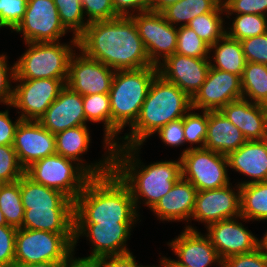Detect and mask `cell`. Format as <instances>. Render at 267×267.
I'll return each instance as SVG.
<instances>
[{
	"mask_svg": "<svg viewBox=\"0 0 267 267\" xmlns=\"http://www.w3.org/2000/svg\"><path fill=\"white\" fill-rule=\"evenodd\" d=\"M115 70L80 51L71 56L66 85L80 95L108 94Z\"/></svg>",
	"mask_w": 267,
	"mask_h": 267,
	"instance_id": "cell-15",
	"label": "cell"
},
{
	"mask_svg": "<svg viewBox=\"0 0 267 267\" xmlns=\"http://www.w3.org/2000/svg\"><path fill=\"white\" fill-rule=\"evenodd\" d=\"M241 216L249 221H267V181L240 186Z\"/></svg>",
	"mask_w": 267,
	"mask_h": 267,
	"instance_id": "cell-31",
	"label": "cell"
},
{
	"mask_svg": "<svg viewBox=\"0 0 267 267\" xmlns=\"http://www.w3.org/2000/svg\"><path fill=\"white\" fill-rule=\"evenodd\" d=\"M221 14L225 15L223 4L214 12L196 16L187 26L192 28L202 40L211 46L226 33L225 18Z\"/></svg>",
	"mask_w": 267,
	"mask_h": 267,
	"instance_id": "cell-35",
	"label": "cell"
},
{
	"mask_svg": "<svg viewBox=\"0 0 267 267\" xmlns=\"http://www.w3.org/2000/svg\"><path fill=\"white\" fill-rule=\"evenodd\" d=\"M20 194L24 210L74 208V201L65 194L33 181L26 174L20 178Z\"/></svg>",
	"mask_w": 267,
	"mask_h": 267,
	"instance_id": "cell-28",
	"label": "cell"
},
{
	"mask_svg": "<svg viewBox=\"0 0 267 267\" xmlns=\"http://www.w3.org/2000/svg\"><path fill=\"white\" fill-rule=\"evenodd\" d=\"M149 267H169L162 258H160V264L158 266H149Z\"/></svg>",
	"mask_w": 267,
	"mask_h": 267,
	"instance_id": "cell-57",
	"label": "cell"
},
{
	"mask_svg": "<svg viewBox=\"0 0 267 267\" xmlns=\"http://www.w3.org/2000/svg\"><path fill=\"white\" fill-rule=\"evenodd\" d=\"M5 225H7V222L5 220L4 214L0 210V226H5Z\"/></svg>",
	"mask_w": 267,
	"mask_h": 267,
	"instance_id": "cell-56",
	"label": "cell"
},
{
	"mask_svg": "<svg viewBox=\"0 0 267 267\" xmlns=\"http://www.w3.org/2000/svg\"><path fill=\"white\" fill-rule=\"evenodd\" d=\"M220 267H267V254L261 245L252 252L227 257Z\"/></svg>",
	"mask_w": 267,
	"mask_h": 267,
	"instance_id": "cell-45",
	"label": "cell"
},
{
	"mask_svg": "<svg viewBox=\"0 0 267 267\" xmlns=\"http://www.w3.org/2000/svg\"><path fill=\"white\" fill-rule=\"evenodd\" d=\"M158 75L156 66L115 71L110 92L111 144L119 143L118 135L137 120L152 81ZM118 140V141H117Z\"/></svg>",
	"mask_w": 267,
	"mask_h": 267,
	"instance_id": "cell-5",
	"label": "cell"
},
{
	"mask_svg": "<svg viewBox=\"0 0 267 267\" xmlns=\"http://www.w3.org/2000/svg\"><path fill=\"white\" fill-rule=\"evenodd\" d=\"M222 0H180L169 5L161 13L173 26H187L196 16L216 11Z\"/></svg>",
	"mask_w": 267,
	"mask_h": 267,
	"instance_id": "cell-30",
	"label": "cell"
},
{
	"mask_svg": "<svg viewBox=\"0 0 267 267\" xmlns=\"http://www.w3.org/2000/svg\"><path fill=\"white\" fill-rule=\"evenodd\" d=\"M243 133L219 111H208L207 137L204 148L228 155L245 142Z\"/></svg>",
	"mask_w": 267,
	"mask_h": 267,
	"instance_id": "cell-26",
	"label": "cell"
},
{
	"mask_svg": "<svg viewBox=\"0 0 267 267\" xmlns=\"http://www.w3.org/2000/svg\"><path fill=\"white\" fill-rule=\"evenodd\" d=\"M17 228L0 226V267H14Z\"/></svg>",
	"mask_w": 267,
	"mask_h": 267,
	"instance_id": "cell-46",
	"label": "cell"
},
{
	"mask_svg": "<svg viewBox=\"0 0 267 267\" xmlns=\"http://www.w3.org/2000/svg\"><path fill=\"white\" fill-rule=\"evenodd\" d=\"M74 251V234L19 228L16 232L14 267L31 263L62 262Z\"/></svg>",
	"mask_w": 267,
	"mask_h": 267,
	"instance_id": "cell-7",
	"label": "cell"
},
{
	"mask_svg": "<svg viewBox=\"0 0 267 267\" xmlns=\"http://www.w3.org/2000/svg\"><path fill=\"white\" fill-rule=\"evenodd\" d=\"M7 56L0 54V103L9 105L13 98V89L11 82L15 79V62L10 67L7 64ZM10 67V68H9Z\"/></svg>",
	"mask_w": 267,
	"mask_h": 267,
	"instance_id": "cell-47",
	"label": "cell"
},
{
	"mask_svg": "<svg viewBox=\"0 0 267 267\" xmlns=\"http://www.w3.org/2000/svg\"><path fill=\"white\" fill-rule=\"evenodd\" d=\"M180 0H152L151 1V11L162 12L169 5H172Z\"/></svg>",
	"mask_w": 267,
	"mask_h": 267,
	"instance_id": "cell-53",
	"label": "cell"
},
{
	"mask_svg": "<svg viewBox=\"0 0 267 267\" xmlns=\"http://www.w3.org/2000/svg\"><path fill=\"white\" fill-rule=\"evenodd\" d=\"M226 18L232 14H257L267 16V0H222Z\"/></svg>",
	"mask_w": 267,
	"mask_h": 267,
	"instance_id": "cell-44",
	"label": "cell"
},
{
	"mask_svg": "<svg viewBox=\"0 0 267 267\" xmlns=\"http://www.w3.org/2000/svg\"><path fill=\"white\" fill-rule=\"evenodd\" d=\"M136 222L74 223V251L77 241L85 236L91 242V258L119 256L131 253L127 245Z\"/></svg>",
	"mask_w": 267,
	"mask_h": 267,
	"instance_id": "cell-10",
	"label": "cell"
},
{
	"mask_svg": "<svg viewBox=\"0 0 267 267\" xmlns=\"http://www.w3.org/2000/svg\"><path fill=\"white\" fill-rule=\"evenodd\" d=\"M222 114L244 135L247 141L267 139V106L239 99L225 105Z\"/></svg>",
	"mask_w": 267,
	"mask_h": 267,
	"instance_id": "cell-23",
	"label": "cell"
},
{
	"mask_svg": "<svg viewBox=\"0 0 267 267\" xmlns=\"http://www.w3.org/2000/svg\"><path fill=\"white\" fill-rule=\"evenodd\" d=\"M247 222L242 216L221 220L206 227V235L223 261L227 257L249 253L261 246L262 240L238 221Z\"/></svg>",
	"mask_w": 267,
	"mask_h": 267,
	"instance_id": "cell-18",
	"label": "cell"
},
{
	"mask_svg": "<svg viewBox=\"0 0 267 267\" xmlns=\"http://www.w3.org/2000/svg\"><path fill=\"white\" fill-rule=\"evenodd\" d=\"M180 160L182 178L191 182L198 191L231 184L226 155L206 148H194L180 155Z\"/></svg>",
	"mask_w": 267,
	"mask_h": 267,
	"instance_id": "cell-9",
	"label": "cell"
},
{
	"mask_svg": "<svg viewBox=\"0 0 267 267\" xmlns=\"http://www.w3.org/2000/svg\"><path fill=\"white\" fill-rule=\"evenodd\" d=\"M38 122L54 135L86 125L82 95L65 85Z\"/></svg>",
	"mask_w": 267,
	"mask_h": 267,
	"instance_id": "cell-22",
	"label": "cell"
},
{
	"mask_svg": "<svg viewBox=\"0 0 267 267\" xmlns=\"http://www.w3.org/2000/svg\"><path fill=\"white\" fill-rule=\"evenodd\" d=\"M232 184L212 190L198 191L192 220L208 225L241 216L240 186ZM237 193H236V192Z\"/></svg>",
	"mask_w": 267,
	"mask_h": 267,
	"instance_id": "cell-17",
	"label": "cell"
},
{
	"mask_svg": "<svg viewBox=\"0 0 267 267\" xmlns=\"http://www.w3.org/2000/svg\"><path fill=\"white\" fill-rule=\"evenodd\" d=\"M24 42H58L67 31L62 25L54 0H28L25 15L14 30Z\"/></svg>",
	"mask_w": 267,
	"mask_h": 267,
	"instance_id": "cell-13",
	"label": "cell"
},
{
	"mask_svg": "<svg viewBox=\"0 0 267 267\" xmlns=\"http://www.w3.org/2000/svg\"><path fill=\"white\" fill-rule=\"evenodd\" d=\"M151 1L152 0H112L115 12L118 16H132L136 13L151 11Z\"/></svg>",
	"mask_w": 267,
	"mask_h": 267,
	"instance_id": "cell-49",
	"label": "cell"
},
{
	"mask_svg": "<svg viewBox=\"0 0 267 267\" xmlns=\"http://www.w3.org/2000/svg\"><path fill=\"white\" fill-rule=\"evenodd\" d=\"M198 190L189 181L180 178L172 189L151 209L160 221L191 220Z\"/></svg>",
	"mask_w": 267,
	"mask_h": 267,
	"instance_id": "cell-25",
	"label": "cell"
},
{
	"mask_svg": "<svg viewBox=\"0 0 267 267\" xmlns=\"http://www.w3.org/2000/svg\"><path fill=\"white\" fill-rule=\"evenodd\" d=\"M175 53L180 55L209 59V45L188 26L177 27V46Z\"/></svg>",
	"mask_w": 267,
	"mask_h": 267,
	"instance_id": "cell-39",
	"label": "cell"
},
{
	"mask_svg": "<svg viewBox=\"0 0 267 267\" xmlns=\"http://www.w3.org/2000/svg\"><path fill=\"white\" fill-rule=\"evenodd\" d=\"M129 187L114 172L92 177L74 200V223L139 220Z\"/></svg>",
	"mask_w": 267,
	"mask_h": 267,
	"instance_id": "cell-3",
	"label": "cell"
},
{
	"mask_svg": "<svg viewBox=\"0 0 267 267\" xmlns=\"http://www.w3.org/2000/svg\"><path fill=\"white\" fill-rule=\"evenodd\" d=\"M70 42H25L28 49L15 62L14 80L67 79L78 39L73 37Z\"/></svg>",
	"mask_w": 267,
	"mask_h": 267,
	"instance_id": "cell-6",
	"label": "cell"
},
{
	"mask_svg": "<svg viewBox=\"0 0 267 267\" xmlns=\"http://www.w3.org/2000/svg\"><path fill=\"white\" fill-rule=\"evenodd\" d=\"M261 240H262L261 245L264 247L267 254V232L264 234Z\"/></svg>",
	"mask_w": 267,
	"mask_h": 267,
	"instance_id": "cell-55",
	"label": "cell"
},
{
	"mask_svg": "<svg viewBox=\"0 0 267 267\" xmlns=\"http://www.w3.org/2000/svg\"><path fill=\"white\" fill-rule=\"evenodd\" d=\"M22 228L60 234H74V208L24 210Z\"/></svg>",
	"mask_w": 267,
	"mask_h": 267,
	"instance_id": "cell-27",
	"label": "cell"
},
{
	"mask_svg": "<svg viewBox=\"0 0 267 267\" xmlns=\"http://www.w3.org/2000/svg\"><path fill=\"white\" fill-rule=\"evenodd\" d=\"M25 174L13 146L0 145V183L18 181Z\"/></svg>",
	"mask_w": 267,
	"mask_h": 267,
	"instance_id": "cell-40",
	"label": "cell"
},
{
	"mask_svg": "<svg viewBox=\"0 0 267 267\" xmlns=\"http://www.w3.org/2000/svg\"><path fill=\"white\" fill-rule=\"evenodd\" d=\"M140 149L141 146L113 149V171L129 187L137 212L142 200L151 210L182 177L180 158L145 166L139 157Z\"/></svg>",
	"mask_w": 267,
	"mask_h": 267,
	"instance_id": "cell-2",
	"label": "cell"
},
{
	"mask_svg": "<svg viewBox=\"0 0 267 267\" xmlns=\"http://www.w3.org/2000/svg\"><path fill=\"white\" fill-rule=\"evenodd\" d=\"M155 134H157L167 146L178 147L185 144L183 118L167 123Z\"/></svg>",
	"mask_w": 267,
	"mask_h": 267,
	"instance_id": "cell-48",
	"label": "cell"
},
{
	"mask_svg": "<svg viewBox=\"0 0 267 267\" xmlns=\"http://www.w3.org/2000/svg\"><path fill=\"white\" fill-rule=\"evenodd\" d=\"M192 109V99L159 74L154 78L130 132L120 136L114 147L141 146L167 123L183 118Z\"/></svg>",
	"mask_w": 267,
	"mask_h": 267,
	"instance_id": "cell-4",
	"label": "cell"
},
{
	"mask_svg": "<svg viewBox=\"0 0 267 267\" xmlns=\"http://www.w3.org/2000/svg\"><path fill=\"white\" fill-rule=\"evenodd\" d=\"M192 111V112H191ZM190 109L183 117L184 137L185 143H190L189 148L183 150V155L188 149L204 148L207 137L208 111H201V113L193 112ZM198 144V146H193Z\"/></svg>",
	"mask_w": 267,
	"mask_h": 267,
	"instance_id": "cell-38",
	"label": "cell"
},
{
	"mask_svg": "<svg viewBox=\"0 0 267 267\" xmlns=\"http://www.w3.org/2000/svg\"><path fill=\"white\" fill-rule=\"evenodd\" d=\"M11 104L26 121H39L49 106L56 100L67 79L14 80ZM18 83V84H17Z\"/></svg>",
	"mask_w": 267,
	"mask_h": 267,
	"instance_id": "cell-11",
	"label": "cell"
},
{
	"mask_svg": "<svg viewBox=\"0 0 267 267\" xmlns=\"http://www.w3.org/2000/svg\"><path fill=\"white\" fill-rule=\"evenodd\" d=\"M232 26L226 28V34L236 40H243L267 33V16L257 14H235ZM227 29H229L227 31Z\"/></svg>",
	"mask_w": 267,
	"mask_h": 267,
	"instance_id": "cell-36",
	"label": "cell"
},
{
	"mask_svg": "<svg viewBox=\"0 0 267 267\" xmlns=\"http://www.w3.org/2000/svg\"><path fill=\"white\" fill-rule=\"evenodd\" d=\"M209 59L188 57L174 53L157 66L158 74L175 84L191 99L205 82L210 68Z\"/></svg>",
	"mask_w": 267,
	"mask_h": 267,
	"instance_id": "cell-20",
	"label": "cell"
},
{
	"mask_svg": "<svg viewBox=\"0 0 267 267\" xmlns=\"http://www.w3.org/2000/svg\"><path fill=\"white\" fill-rule=\"evenodd\" d=\"M22 119L17 118L12 121L9 115V110L0 111V145L13 146L16 129Z\"/></svg>",
	"mask_w": 267,
	"mask_h": 267,
	"instance_id": "cell-50",
	"label": "cell"
},
{
	"mask_svg": "<svg viewBox=\"0 0 267 267\" xmlns=\"http://www.w3.org/2000/svg\"><path fill=\"white\" fill-rule=\"evenodd\" d=\"M131 17L153 66L157 67L175 53L177 27L171 25L161 12L145 11Z\"/></svg>",
	"mask_w": 267,
	"mask_h": 267,
	"instance_id": "cell-12",
	"label": "cell"
},
{
	"mask_svg": "<svg viewBox=\"0 0 267 267\" xmlns=\"http://www.w3.org/2000/svg\"><path fill=\"white\" fill-rule=\"evenodd\" d=\"M241 88L243 99L267 106V65L246 62Z\"/></svg>",
	"mask_w": 267,
	"mask_h": 267,
	"instance_id": "cell-32",
	"label": "cell"
},
{
	"mask_svg": "<svg viewBox=\"0 0 267 267\" xmlns=\"http://www.w3.org/2000/svg\"><path fill=\"white\" fill-rule=\"evenodd\" d=\"M90 138V131L87 125H81L59 132L55 134L56 153L76 161L92 177H99L112 172L113 150H106L104 157L99 162L89 164L84 162L85 160L81 156L89 150Z\"/></svg>",
	"mask_w": 267,
	"mask_h": 267,
	"instance_id": "cell-19",
	"label": "cell"
},
{
	"mask_svg": "<svg viewBox=\"0 0 267 267\" xmlns=\"http://www.w3.org/2000/svg\"><path fill=\"white\" fill-rule=\"evenodd\" d=\"M28 0H0V29L9 28L12 32L24 18Z\"/></svg>",
	"mask_w": 267,
	"mask_h": 267,
	"instance_id": "cell-41",
	"label": "cell"
},
{
	"mask_svg": "<svg viewBox=\"0 0 267 267\" xmlns=\"http://www.w3.org/2000/svg\"><path fill=\"white\" fill-rule=\"evenodd\" d=\"M13 148L21 166L26 169L56 153L55 135L38 121L22 120L16 129Z\"/></svg>",
	"mask_w": 267,
	"mask_h": 267,
	"instance_id": "cell-21",
	"label": "cell"
},
{
	"mask_svg": "<svg viewBox=\"0 0 267 267\" xmlns=\"http://www.w3.org/2000/svg\"><path fill=\"white\" fill-rule=\"evenodd\" d=\"M19 267H62V262H42L21 265Z\"/></svg>",
	"mask_w": 267,
	"mask_h": 267,
	"instance_id": "cell-54",
	"label": "cell"
},
{
	"mask_svg": "<svg viewBox=\"0 0 267 267\" xmlns=\"http://www.w3.org/2000/svg\"><path fill=\"white\" fill-rule=\"evenodd\" d=\"M212 51L213 58L209 57V63L212 68L242 77L247 61L239 40L233 39L225 33L213 45L209 46V54Z\"/></svg>",
	"mask_w": 267,
	"mask_h": 267,
	"instance_id": "cell-29",
	"label": "cell"
},
{
	"mask_svg": "<svg viewBox=\"0 0 267 267\" xmlns=\"http://www.w3.org/2000/svg\"><path fill=\"white\" fill-rule=\"evenodd\" d=\"M227 161L230 169L251 178L239 186L267 181V139L246 141L227 155Z\"/></svg>",
	"mask_w": 267,
	"mask_h": 267,
	"instance_id": "cell-24",
	"label": "cell"
},
{
	"mask_svg": "<svg viewBox=\"0 0 267 267\" xmlns=\"http://www.w3.org/2000/svg\"><path fill=\"white\" fill-rule=\"evenodd\" d=\"M59 13V18L64 28L78 38L89 22L84 17L81 0H54Z\"/></svg>",
	"mask_w": 267,
	"mask_h": 267,
	"instance_id": "cell-37",
	"label": "cell"
},
{
	"mask_svg": "<svg viewBox=\"0 0 267 267\" xmlns=\"http://www.w3.org/2000/svg\"><path fill=\"white\" fill-rule=\"evenodd\" d=\"M0 210L4 214L7 225L22 228L24 207L20 194V179L12 183L0 185Z\"/></svg>",
	"mask_w": 267,
	"mask_h": 267,
	"instance_id": "cell-34",
	"label": "cell"
},
{
	"mask_svg": "<svg viewBox=\"0 0 267 267\" xmlns=\"http://www.w3.org/2000/svg\"><path fill=\"white\" fill-rule=\"evenodd\" d=\"M247 62L267 65V33L240 41Z\"/></svg>",
	"mask_w": 267,
	"mask_h": 267,
	"instance_id": "cell-43",
	"label": "cell"
},
{
	"mask_svg": "<svg viewBox=\"0 0 267 267\" xmlns=\"http://www.w3.org/2000/svg\"><path fill=\"white\" fill-rule=\"evenodd\" d=\"M99 263L100 267H149L138 265L132 252L119 256H107L99 259Z\"/></svg>",
	"mask_w": 267,
	"mask_h": 267,
	"instance_id": "cell-51",
	"label": "cell"
},
{
	"mask_svg": "<svg viewBox=\"0 0 267 267\" xmlns=\"http://www.w3.org/2000/svg\"><path fill=\"white\" fill-rule=\"evenodd\" d=\"M82 98L86 122H103V147L106 150H113L114 146L111 144V106L109 94L83 95Z\"/></svg>",
	"mask_w": 267,
	"mask_h": 267,
	"instance_id": "cell-33",
	"label": "cell"
},
{
	"mask_svg": "<svg viewBox=\"0 0 267 267\" xmlns=\"http://www.w3.org/2000/svg\"><path fill=\"white\" fill-rule=\"evenodd\" d=\"M84 16L89 23L93 21L110 20L119 17L112 0H81Z\"/></svg>",
	"mask_w": 267,
	"mask_h": 267,
	"instance_id": "cell-42",
	"label": "cell"
},
{
	"mask_svg": "<svg viewBox=\"0 0 267 267\" xmlns=\"http://www.w3.org/2000/svg\"><path fill=\"white\" fill-rule=\"evenodd\" d=\"M177 256V260L162 257L169 267H212L222 265L216 248L211 244L209 237L198 232L196 227L186 225L183 232L171 242H167Z\"/></svg>",
	"mask_w": 267,
	"mask_h": 267,
	"instance_id": "cell-14",
	"label": "cell"
},
{
	"mask_svg": "<svg viewBox=\"0 0 267 267\" xmlns=\"http://www.w3.org/2000/svg\"><path fill=\"white\" fill-rule=\"evenodd\" d=\"M33 181L55 189L75 200L92 176L76 161L57 153L42 158L25 169Z\"/></svg>",
	"mask_w": 267,
	"mask_h": 267,
	"instance_id": "cell-8",
	"label": "cell"
},
{
	"mask_svg": "<svg viewBox=\"0 0 267 267\" xmlns=\"http://www.w3.org/2000/svg\"><path fill=\"white\" fill-rule=\"evenodd\" d=\"M77 39L79 51L115 71L153 66L131 16L90 22Z\"/></svg>",
	"mask_w": 267,
	"mask_h": 267,
	"instance_id": "cell-1",
	"label": "cell"
},
{
	"mask_svg": "<svg viewBox=\"0 0 267 267\" xmlns=\"http://www.w3.org/2000/svg\"><path fill=\"white\" fill-rule=\"evenodd\" d=\"M72 251L63 261L62 267H100L99 259L91 257H73Z\"/></svg>",
	"mask_w": 267,
	"mask_h": 267,
	"instance_id": "cell-52",
	"label": "cell"
},
{
	"mask_svg": "<svg viewBox=\"0 0 267 267\" xmlns=\"http://www.w3.org/2000/svg\"><path fill=\"white\" fill-rule=\"evenodd\" d=\"M239 99H242L241 77L210 66L205 82L192 98V108L219 111Z\"/></svg>",
	"mask_w": 267,
	"mask_h": 267,
	"instance_id": "cell-16",
	"label": "cell"
}]
</instances>
